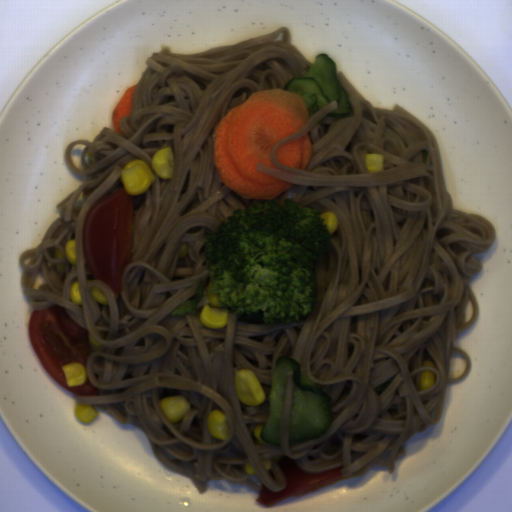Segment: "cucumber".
<instances>
[{
	"mask_svg": "<svg viewBox=\"0 0 512 512\" xmlns=\"http://www.w3.org/2000/svg\"><path fill=\"white\" fill-rule=\"evenodd\" d=\"M290 370L294 386L288 422L289 445L317 439L331 426L333 396L316 385L295 358L280 355L272 372L268 418L260 432L265 443L282 445V415Z\"/></svg>",
	"mask_w": 512,
	"mask_h": 512,
	"instance_id": "8b760119",
	"label": "cucumber"
},
{
	"mask_svg": "<svg viewBox=\"0 0 512 512\" xmlns=\"http://www.w3.org/2000/svg\"><path fill=\"white\" fill-rule=\"evenodd\" d=\"M284 90L301 97L308 120L332 101H336L337 108L327 116L340 119L352 114L349 94L337 77V64L325 52L316 56L306 75L288 81Z\"/></svg>",
	"mask_w": 512,
	"mask_h": 512,
	"instance_id": "586b57bf",
	"label": "cucumber"
}]
</instances>
